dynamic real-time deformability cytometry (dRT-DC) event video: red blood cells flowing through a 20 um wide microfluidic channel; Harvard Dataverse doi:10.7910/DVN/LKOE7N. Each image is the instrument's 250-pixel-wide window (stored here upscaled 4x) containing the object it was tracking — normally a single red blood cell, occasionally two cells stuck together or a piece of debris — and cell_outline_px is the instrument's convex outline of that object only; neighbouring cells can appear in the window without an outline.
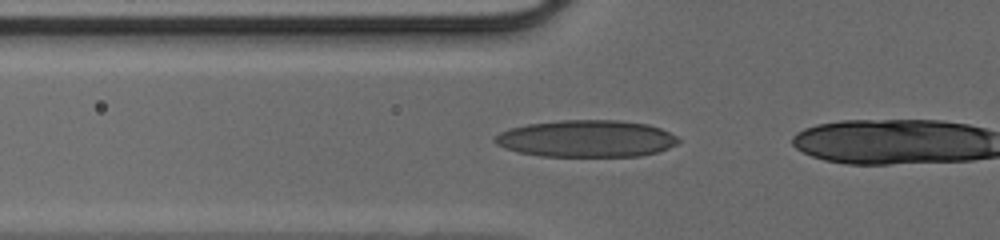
{"species": "human", "species_latin": "Homo sapiens", "temperature_condition": "cold", "stored_images_in_passage": 16, "camera_frame_rate_fps": 3000, "um_per_image_px": 0.085, "donor": {"sex": "male"}, "frame": {"image": 1, "passage_image": 15, "time_ms": 4.667, "image_size_px": [1000, 240], "cell_outline_px": [[680, 140], [676, 144], [660, 152], [640, 156], [540, 156], [520, 152], [504, 148], [496, 144], [492, 140], [500, 132], [508, 128], [528, 124], [560, 120], [620, 120], [648, 124], [660, 128], [676, 136]], "centroid_in_image_um": [49.84, 11.78], "position_along_channel_um": 76.0, "area_um2": 39.65}}